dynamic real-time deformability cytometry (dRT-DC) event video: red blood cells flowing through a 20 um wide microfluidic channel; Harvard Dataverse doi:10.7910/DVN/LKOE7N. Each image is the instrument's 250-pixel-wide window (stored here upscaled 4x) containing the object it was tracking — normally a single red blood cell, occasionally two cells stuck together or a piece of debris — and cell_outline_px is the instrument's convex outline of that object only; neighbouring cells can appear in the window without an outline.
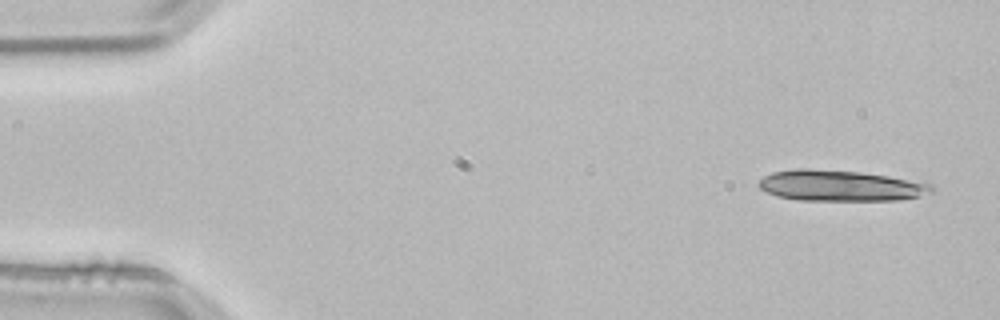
{"species": "common noctule bat (a hibernating species)", "species_latin": "Nyctalus noctula", "temperature_condition": "room temperature", "stored_images_in_passage": 4, "camera_frame_rate_fps": 3000, "um_per_image_px": 0.085, "animal": {"sex": "male", "body_mass_g": 21.5, "forearm_length_mm": 52.0}, "frame": {"image": 1, "passage_image": 1, "time_ms": 0.0, "image_size_px": [1000, 320], "cell_outline_px": [[936, 188], [932, 192], [920, 196], [900, 200], [796, 200], [776, 196], [760, 188], [756, 184], [764, 176], [772, 172], [796, 168], [808, 168], [860, 172], [924, 180], [932, 184]], "centroid_in_image_um": [71.51, 15.77], "position_along_channel_um": 13.5, "area_um2": 31.73}}